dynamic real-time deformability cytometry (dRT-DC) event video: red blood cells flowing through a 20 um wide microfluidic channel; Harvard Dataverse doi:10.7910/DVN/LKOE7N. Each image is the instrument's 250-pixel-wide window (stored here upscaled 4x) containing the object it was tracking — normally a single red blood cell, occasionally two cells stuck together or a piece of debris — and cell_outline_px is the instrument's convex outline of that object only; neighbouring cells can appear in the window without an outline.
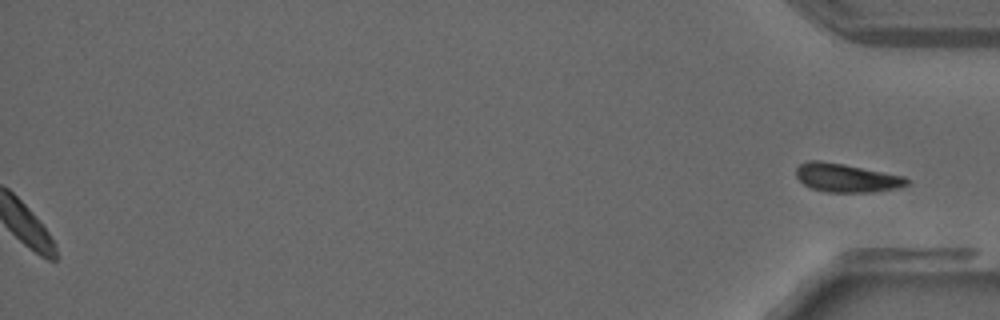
{"species": "common noctule bat (a hibernating species)", "species_latin": "Nyctalus noctula", "temperature_condition": "warm", "stored_images_in_passage": 33, "segment_of_instrument_passage": [2, 2], "camera_frame_rate_fps": 3000, "um_per_image_px": 0.085, "animal": {"sex": "male", "forearm_length_mm": 52.5}, "frame": {"image": 1, "passage_image": 33, "time_ms": 10.667, "image_size_px": [1000, 320], "cell_outline_px": [[908, 184], [900, 188], [872, 192], [824, 192], [812, 188], [804, 184], [796, 176], [796, 168], [800, 164], [808, 160], [820, 160], [844, 164], [904, 176], [908, 180]], "centroid_in_image_um": [71.94, 15.11], "position_along_channel_um": 363.3, "area_um2": 18.44}}